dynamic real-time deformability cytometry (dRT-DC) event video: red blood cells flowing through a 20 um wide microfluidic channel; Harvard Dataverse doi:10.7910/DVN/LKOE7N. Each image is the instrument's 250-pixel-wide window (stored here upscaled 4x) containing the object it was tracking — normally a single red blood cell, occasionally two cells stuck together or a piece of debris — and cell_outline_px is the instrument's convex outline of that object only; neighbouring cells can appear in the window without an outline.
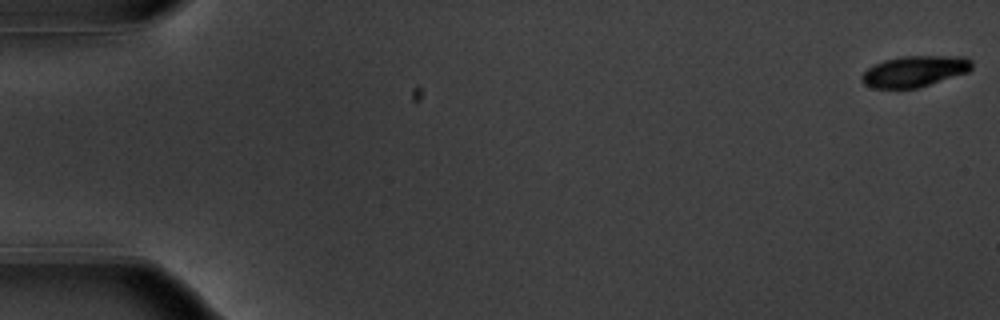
{"species": "common noctule bat (a hibernating species)", "species_latin": "Nyctalus noctula", "temperature_condition": "warm", "stored_images_in_passage": 11, "camera_frame_rate_fps": 3000, "um_per_image_px": 0.085, "animal": {"sex": "male", "body_mass_g": 20.1, "forearm_length_mm": 53.5}, "frame": {"image": 1, "passage_image": 1, "time_ms": 0.0, "image_size_px": [1000, 320], "cell_outline_px": [[972, 68], [968, 72], [920, 88], [872, 88], [864, 84], [860, 76], [868, 68], [884, 60], [900, 56], [968, 56], [972, 60]], "centroid_in_image_um": [77.78, 6.06], "position_along_channel_um": 7.2, "area_um2": 20.11}}